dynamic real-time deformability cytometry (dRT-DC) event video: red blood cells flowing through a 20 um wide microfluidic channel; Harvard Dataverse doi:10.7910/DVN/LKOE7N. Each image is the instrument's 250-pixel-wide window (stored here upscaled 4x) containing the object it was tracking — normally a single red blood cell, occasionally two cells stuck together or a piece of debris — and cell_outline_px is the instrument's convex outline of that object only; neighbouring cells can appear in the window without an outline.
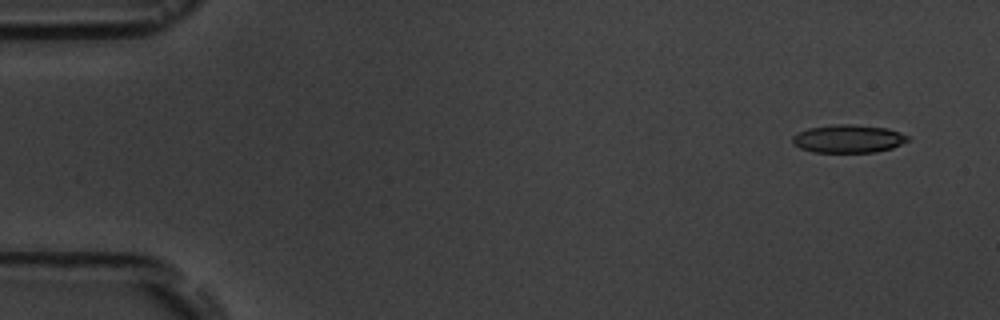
{"species": "common noctule bat (a hibernating species)", "species_latin": "Nyctalus noctula", "temperature_condition": "room temperature", "stored_images_in_passage": 4, "camera_frame_rate_fps": 3000, "um_per_image_px": 0.085, "animal": {"sex": "male", "body_mass_g": 19.5, "forearm_length_mm": 54.6}, "frame": {"image": 1, "passage_image": 1, "time_ms": 0.0, "image_size_px": [1000, 320], "cell_outline_px": [[908, 140], [892, 148], [876, 152], [812, 152], [800, 148], [792, 144], [792, 136], [808, 128], [832, 124], [852, 124], [888, 128], [900, 132], [908, 136]], "centroid_in_image_um": [72.08, 11.79], "position_along_channel_um": 12.9, "area_um2": 18.9}}
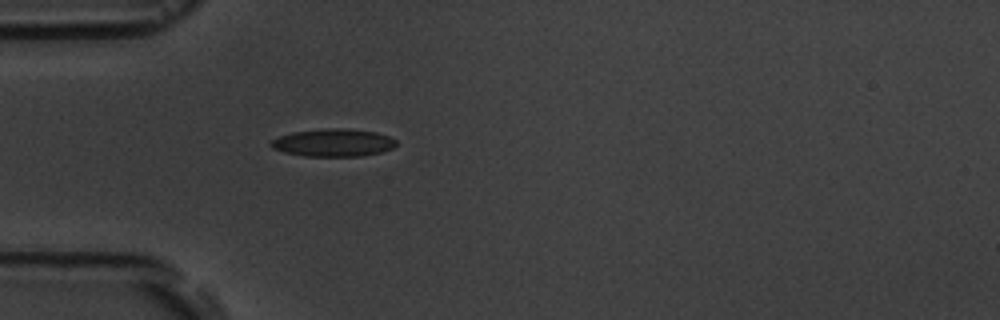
{"frame": {"image": 2, "passage_image": 4, "time_ms": 4.333, "image_size_px": [1000, 320], "cell_outline_px": [[396, 144], [392, 148], [380, 152], [364, 156], [304, 156], [284, 152], [272, 148], [268, 144], [272, 140], [280, 136], [292, 132], [328, 128], [344, 128], [376, 132], [388, 136], [396, 140]], "centroid_in_image_um": [28.31, 12.13], "position_along_channel_um": 56.7, "area_um2": 20.17}}